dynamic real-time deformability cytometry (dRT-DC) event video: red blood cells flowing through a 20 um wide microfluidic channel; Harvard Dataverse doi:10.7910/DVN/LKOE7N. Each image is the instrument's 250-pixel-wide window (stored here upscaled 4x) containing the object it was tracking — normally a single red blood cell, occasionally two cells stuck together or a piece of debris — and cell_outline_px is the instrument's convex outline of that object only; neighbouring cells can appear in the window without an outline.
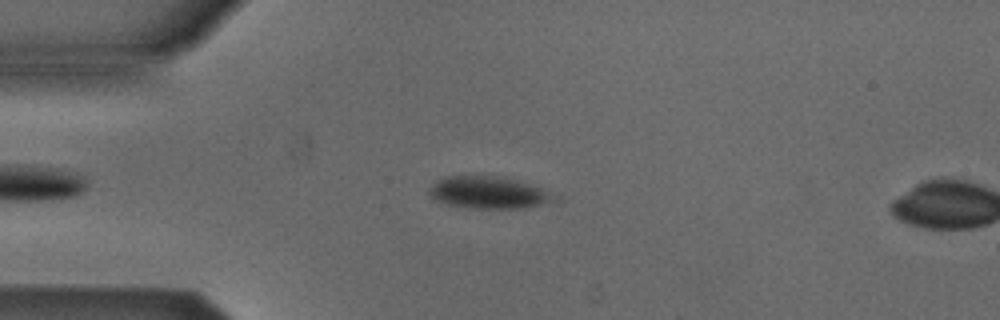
{"species": "Egyptian fruit bat (a non-hibernating species)", "species_latin": "Rousettus aegyptiacus", "temperature_condition": "cold", "stored_images_in_passage": 4, "camera_frame_rate_fps": 3000, "um_per_image_px": 0.085, "animal": {"sex": "male"}, "frame": {"image": 1, "passage_image": 3, "time_ms": 0.667, "image_size_px": [1000, 320], "cell_outline_px": [[564, 200], [560, 204], [524, 208], [468, 208], [448, 204], [436, 200], [428, 192], [436, 180], [444, 176], [504, 176], [540, 188], [560, 196]], "centroid_in_image_um": [41.71, 16.39], "position_along_channel_um": 43.3, "area_um2": 24.04}}